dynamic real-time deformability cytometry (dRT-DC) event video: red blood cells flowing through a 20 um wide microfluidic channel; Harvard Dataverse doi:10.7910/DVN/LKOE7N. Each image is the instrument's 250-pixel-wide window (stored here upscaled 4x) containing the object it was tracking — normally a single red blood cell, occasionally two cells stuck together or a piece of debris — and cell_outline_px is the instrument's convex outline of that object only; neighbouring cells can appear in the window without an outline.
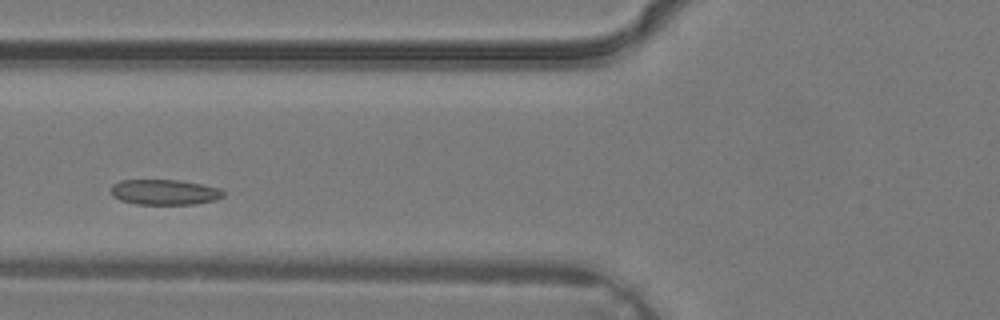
{"species": "common noctule bat (a hibernating species)", "species_latin": "Nyctalus noctula", "temperature_condition": "warm", "stored_images_in_passage": 3, "camera_frame_rate_fps": 3000, "um_per_image_px": 0.085, "animal": {"sex": "male", "body_mass_g": 19.2, "forearm_length_mm": 51.8}, "frame": {"image": 1, "passage_image": 3, "time_ms": 0.667, "image_size_px": [1000, 320], "cell_outline_px": [[224, 196], [216, 200], [192, 204], [136, 204], [120, 200], [112, 196], [112, 184], [120, 180], [180, 180], [220, 188], [224, 192]], "centroid_in_image_um": [13.98, 16.33], "position_along_channel_um": 111.8, "area_um2": 16.59}}